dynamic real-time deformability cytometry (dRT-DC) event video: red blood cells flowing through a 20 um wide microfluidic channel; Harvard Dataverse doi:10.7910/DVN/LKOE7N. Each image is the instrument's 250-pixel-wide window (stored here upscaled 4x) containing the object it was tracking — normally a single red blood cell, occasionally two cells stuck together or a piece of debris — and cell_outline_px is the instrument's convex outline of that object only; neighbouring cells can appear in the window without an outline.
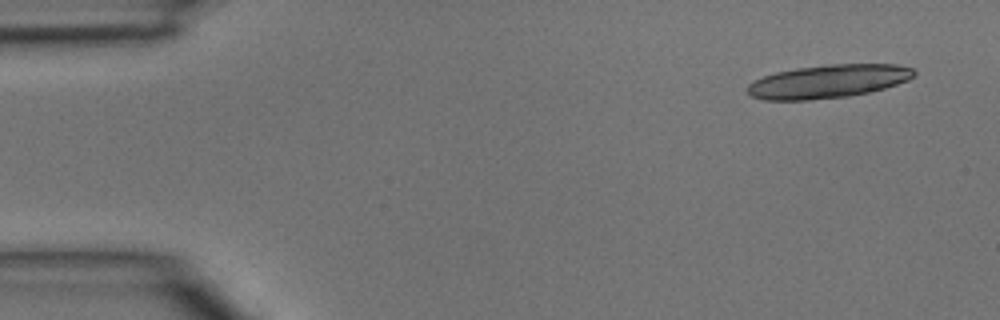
{"species": "common noctule bat (a hibernating species)", "species_latin": "Nyctalus noctula", "temperature_condition": "room temperature", "stored_images_in_passage": 14, "camera_frame_rate_fps": 3000, "um_per_image_px": 0.085, "animal": {"sex": "male", "body_mass_g": 15.6}, "frame": {"image": 1, "passage_image": 1, "time_ms": 0.0, "image_size_px": [1000, 320], "cell_outline_px": [[916, 76], [908, 80], [884, 88], [868, 92], [848, 96], [812, 100], [764, 100], [752, 96], [748, 92], [748, 84], [752, 80], [776, 72], [796, 68], [824, 64], [896, 64], [912, 68], [916, 72]], "centroid_in_image_um": [70.39, 6.91], "position_along_channel_um": 14.6, "area_um2": 32.48}}